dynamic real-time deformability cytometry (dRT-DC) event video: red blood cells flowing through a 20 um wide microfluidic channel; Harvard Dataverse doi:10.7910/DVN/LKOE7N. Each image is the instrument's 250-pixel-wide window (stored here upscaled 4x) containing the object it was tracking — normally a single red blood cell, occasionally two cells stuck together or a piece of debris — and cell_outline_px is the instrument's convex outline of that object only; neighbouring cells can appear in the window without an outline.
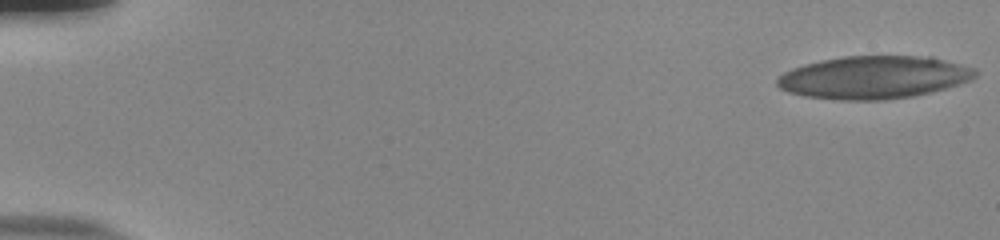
{"species": "human", "species_latin": "Homo sapiens", "temperature_condition": "room temperature", "stored_images_in_passage": 55, "camera_frame_rate_fps": 3000, "um_per_image_px": 0.085, "donor": {"sex": "male"}, "frame": {"image": 1, "passage_image": 1, "time_ms": 0.0, "image_size_px": [1000, 240], "cell_outline_px": [[976, 76], [960, 84], [912, 96], [884, 100], [840, 100], [804, 96], [788, 92], [780, 88], [776, 84], [776, 80], [784, 72], [792, 68], [804, 64], [820, 60], [844, 56], [932, 56], [976, 68]], "centroid_in_image_um": [74.25, 6.57], "position_along_channel_um": 10.7, "area_um2": 49.42}}
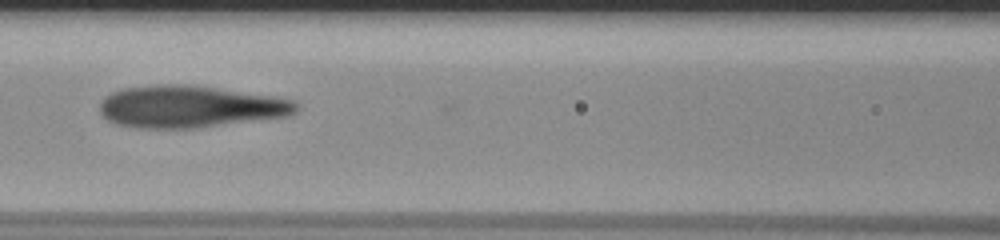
{"frame": {"image": 2, "passage_image": 26, "time_ms": 8.333, "image_size_px": [1000, 240], "cell_outline_px": [[300, 108], [296, 112], [288, 116], [196, 128], [136, 128], [116, 124], [108, 120], [100, 112], [100, 104], [104, 96], [112, 92], [124, 88], [160, 84], [180, 84], [216, 88], [272, 96], [296, 100]], "centroid_in_image_um": [16.15, 9.07], "position_along_channel_um": 150.5, "area_um2": 48.09}}
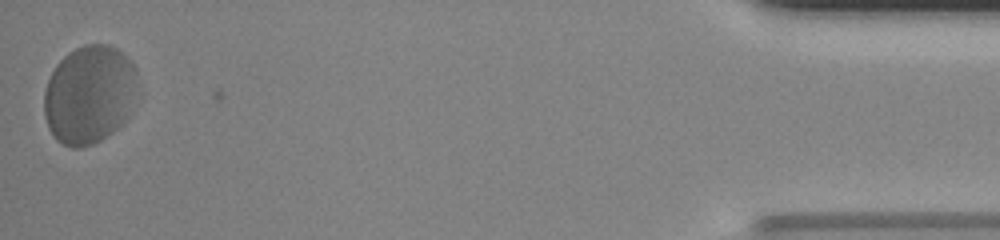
{"frame": {"image": 3, "passage_image": 55, "time_ms": 18.0, "image_size_px": [1000, 240], "cell_outline_px": [[136, 72], [128, 116], [124, 124], [100, 140], [92, 144], [80, 148], [72, 148], [60, 144], [56, 140], [48, 128], [44, 116], [44, 92], [48, 80], [56, 64], [68, 52], [84, 44], [108, 44], [116, 48], [132, 60], [136, 68]], "centroid_in_image_um": [7.54, 8.04], "position_along_channel_um": 427.7, "area_um2": 53.64}, "authors_computed_cell_mechanics": {"area_um2": 48.6676, "velocity_mm_per_s": 3.6941, "shape_relaxation_time_tau1_ms": 5.4267, "shape_relaxation_time_tau2_ms": 1.3434, "deformation_change_tau1": 0.1541, "deformation_change_tau2": 0.0863}}